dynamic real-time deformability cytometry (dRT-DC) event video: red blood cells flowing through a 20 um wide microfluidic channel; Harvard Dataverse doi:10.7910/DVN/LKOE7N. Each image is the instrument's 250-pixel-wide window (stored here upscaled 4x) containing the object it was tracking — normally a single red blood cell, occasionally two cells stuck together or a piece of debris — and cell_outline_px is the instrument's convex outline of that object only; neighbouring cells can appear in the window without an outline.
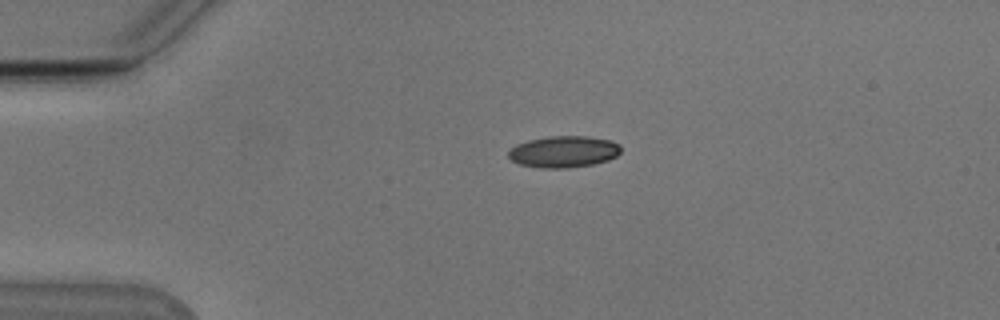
{"species": "Egyptian fruit bat (a non-hibernating species)", "species_latin": "Rousettus aegyptiacus", "temperature_condition": "cold", "stored_images_in_passage": 25, "camera_frame_rate_fps": 3000, "um_per_image_px": 0.085, "animal": {"sex": "male"}, "frame": {"image": 1, "passage_image": 1, "time_ms": 0.0, "image_size_px": [1000, 320], "cell_outline_px": [[620, 152], [616, 156], [608, 160], [592, 164], [568, 168], [540, 168], [520, 164], [512, 160], [508, 156], [508, 152], [516, 144], [528, 140], [548, 136], [588, 136], [612, 140], [620, 144]], "centroid_in_image_um": [47.92, 12.88], "position_along_channel_um": 37.1, "area_um2": 20.75}}
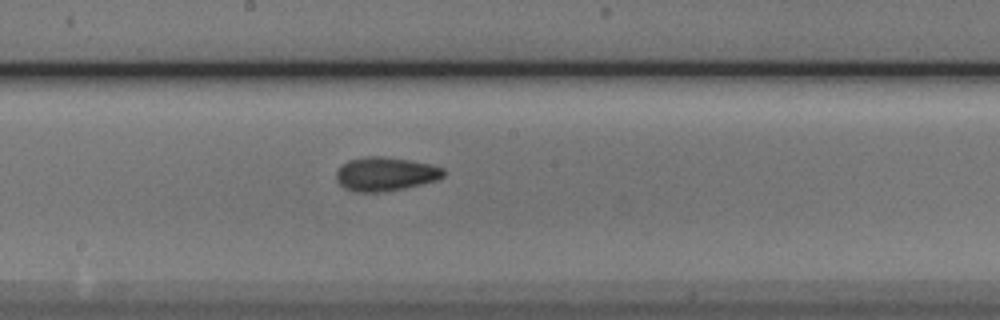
{"frame": {"image": 2, "passage_image": 18, "time_ms": 5.667, "image_size_px": [1000, 320], "cell_outline_px": [[444, 176], [436, 180], [404, 188], [384, 192], [356, 192], [344, 188], [336, 180], [336, 172], [348, 160], [364, 156], [384, 156], [432, 164], [444, 168]], "centroid_in_image_um": [32.75, 14.79], "position_along_channel_um": 215.4, "area_um2": 21.15}}
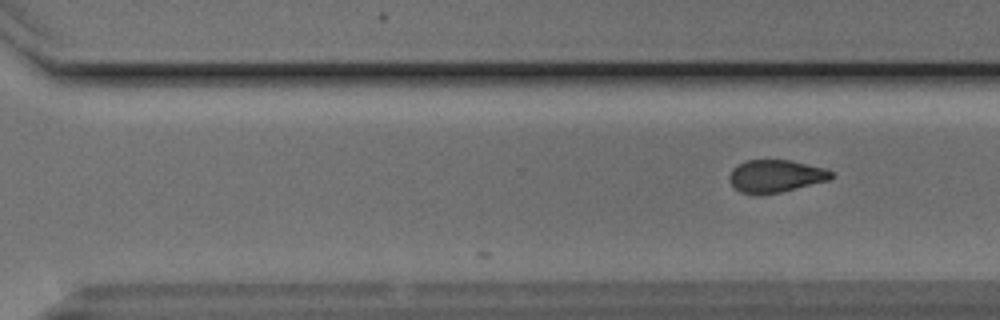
{"frame": {"image": 3, "passage_image": 25, "time_ms": 8.0, "image_size_px": [1000, 320], "cell_outline_px": [[832, 176], [828, 180], [780, 192], [740, 192], [728, 180], [728, 176], [732, 168], [736, 164], [744, 160], [788, 160], [824, 168], [832, 172]], "centroid_in_image_um": [65.88, 14.93], "position_along_channel_um": 304.7, "area_um2": 18.79}}